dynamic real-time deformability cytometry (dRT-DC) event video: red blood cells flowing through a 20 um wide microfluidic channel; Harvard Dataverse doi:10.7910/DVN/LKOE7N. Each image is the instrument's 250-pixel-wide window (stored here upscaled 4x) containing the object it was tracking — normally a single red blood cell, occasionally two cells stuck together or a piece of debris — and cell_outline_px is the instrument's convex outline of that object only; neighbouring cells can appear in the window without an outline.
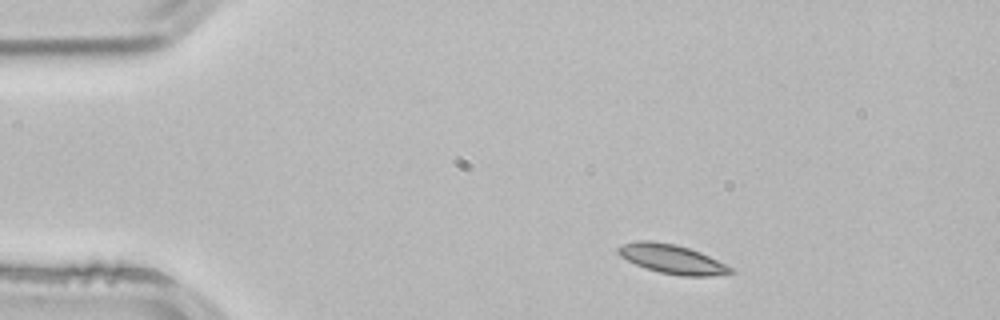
{"species": "common noctule bat (a hibernating species)", "species_latin": "Nyctalus noctula", "temperature_condition": "room temperature", "stored_images_in_passage": 2, "camera_frame_rate_fps": 3000, "um_per_image_px": 0.085, "animal": {"sex": "male", "body_mass_g": 21.5, "forearm_length_mm": 52.0}, "frame": {"image": 1, "passage_image": 1, "time_ms": 0.0, "image_size_px": [1000, 320], "cell_outline_px": [[736, 272], [708, 276], [680, 276], [660, 272], [636, 264], [620, 256], [616, 252], [616, 248], [624, 244], [636, 240], [652, 240], [676, 244], [700, 252], [732, 268]], "centroid_in_image_um": [57.09, 22.01], "position_along_channel_um": 27.9, "area_um2": 18.9}}